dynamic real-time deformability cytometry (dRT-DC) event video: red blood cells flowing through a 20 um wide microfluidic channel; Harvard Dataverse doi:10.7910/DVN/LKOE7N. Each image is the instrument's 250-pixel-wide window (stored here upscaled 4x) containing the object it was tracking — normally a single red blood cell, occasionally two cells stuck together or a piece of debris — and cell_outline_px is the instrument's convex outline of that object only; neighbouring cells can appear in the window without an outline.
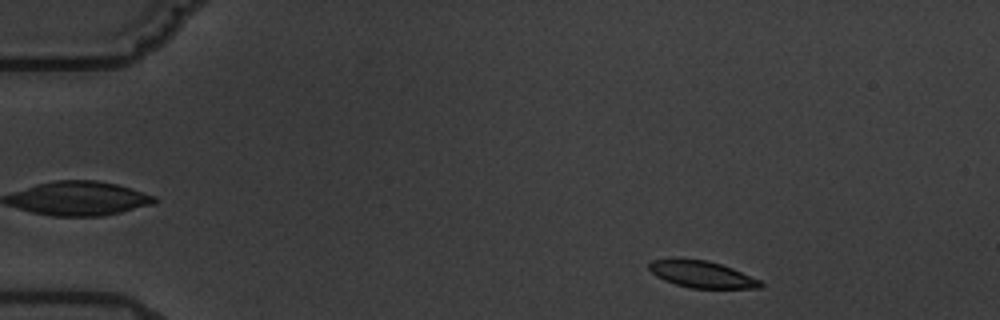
{"species": "common noctule bat (a hibernating species)", "species_latin": "Nyctalus noctula", "temperature_condition": "warm", "stored_images_in_passage": 3, "camera_frame_rate_fps": 3000, "um_per_image_px": 0.085, "animal": {"sex": "male", "body_mass_g": 19.5, "forearm_length_mm": 54.6}, "frame": {"image": 1, "passage_image": 1, "time_ms": 0.0, "image_size_px": [1000, 320], "cell_outline_px": [[764, 284], [760, 288], [688, 288], [664, 280], [656, 276], [648, 268], [648, 264], [652, 260], [676, 256], [708, 260], [732, 268], [760, 280]], "centroid_in_image_um": [59.59, 23.28], "position_along_channel_um": 25.4, "area_um2": 17.8}}